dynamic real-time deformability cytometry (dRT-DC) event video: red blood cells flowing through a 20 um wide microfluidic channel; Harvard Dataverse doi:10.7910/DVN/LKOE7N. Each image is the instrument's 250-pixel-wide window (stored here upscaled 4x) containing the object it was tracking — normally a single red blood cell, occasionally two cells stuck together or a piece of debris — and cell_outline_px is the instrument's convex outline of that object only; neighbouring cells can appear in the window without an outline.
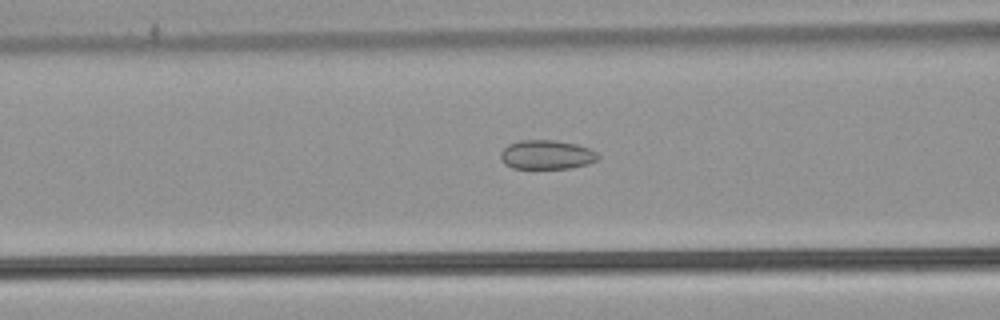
{"species": "common noctule bat (a hibernating species)", "species_latin": "Nyctalus noctula", "temperature_condition": "warm", "stored_images_in_passage": 53, "camera_frame_rate_fps": 3000, "um_per_image_px": 0.085, "animal": {"sex": "male", "body_mass_g": 21.5, "forearm_length_mm": 52.0}, "frame": {"image": 1, "passage_image": 22, "time_ms": 7.0, "image_size_px": [1000, 320], "cell_outline_px": [[600, 156], [596, 160], [588, 164], [568, 168], [512, 168], [504, 164], [500, 160], [500, 152], [508, 144], [520, 140], [556, 140], [576, 144], [588, 148], [596, 152]], "centroid_in_image_um": [46.43, 13.14], "position_along_channel_um": 120.2, "area_um2": 16.59}}
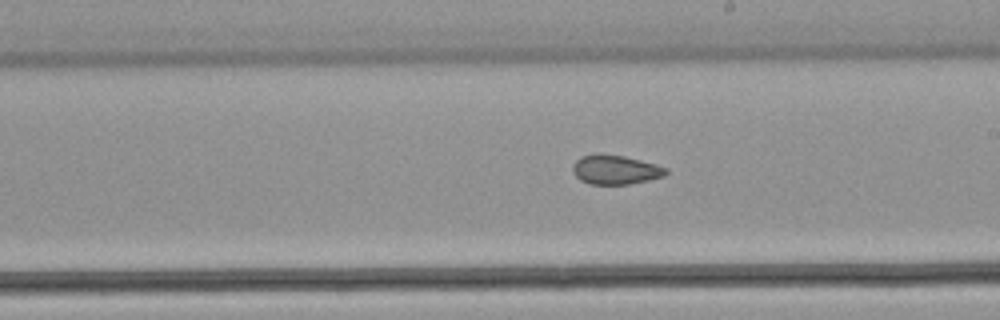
{"frame": {"image": 2, "passage_image": 31, "time_ms": 10.0, "image_size_px": [1000, 320], "cell_outline_px": [[668, 172], [664, 176], [648, 180], [628, 184], [588, 184], [580, 180], [572, 172], [572, 164], [580, 156], [624, 156], [656, 164], [668, 168]], "centroid_in_image_um": [52.32, 14.46], "position_along_channel_um": 236.7, "area_um2": 15.55}}
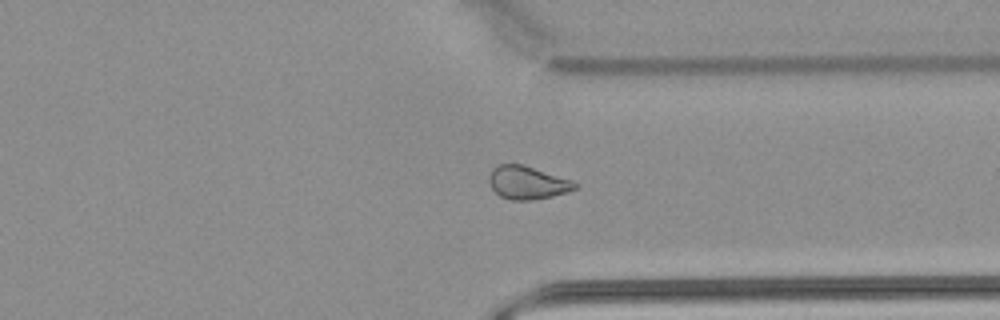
{"frame": {"image": 3, "passage_image": 41, "time_ms": 13.333, "image_size_px": [1000, 320], "cell_outline_px": [[580, 184], [576, 188], [568, 192], [552, 196], [532, 200], [512, 200], [500, 196], [492, 188], [488, 180], [492, 168], [500, 164], [524, 164], [572, 180]], "centroid_in_image_um": [44.85, 15.52], "position_along_channel_um": 366.6, "area_um2": 16.65}}